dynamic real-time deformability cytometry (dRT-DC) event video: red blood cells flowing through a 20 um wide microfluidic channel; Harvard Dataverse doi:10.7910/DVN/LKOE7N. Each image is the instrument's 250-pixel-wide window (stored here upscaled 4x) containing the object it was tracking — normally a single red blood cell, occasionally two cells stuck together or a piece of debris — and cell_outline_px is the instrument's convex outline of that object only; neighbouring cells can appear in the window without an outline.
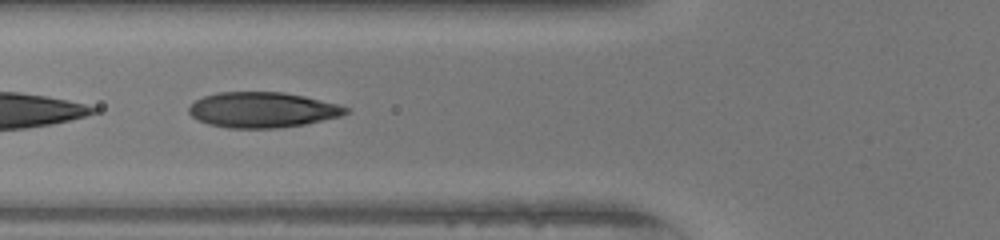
{"species": "human", "species_latin": "Homo sapiens", "temperature_condition": "warm", "stored_images_in_passage": 36, "camera_frame_rate_fps": 3000, "um_per_image_px": 0.085, "donor": {"sex": "female"}, "frame": {"image": 1, "passage_image": 5, "time_ms": 1.333, "image_size_px": [1000, 240], "cell_outline_px": [[348, 112], [340, 116], [304, 124], [276, 128], [228, 128], [208, 124], [196, 120], [188, 112], [188, 108], [196, 100], [204, 96], [220, 92], [284, 92], [304, 96], [336, 104], [348, 108]], "centroid_in_image_um": [22.26, 9.34], "position_along_channel_um": 103.5, "area_um2": 32.19}}
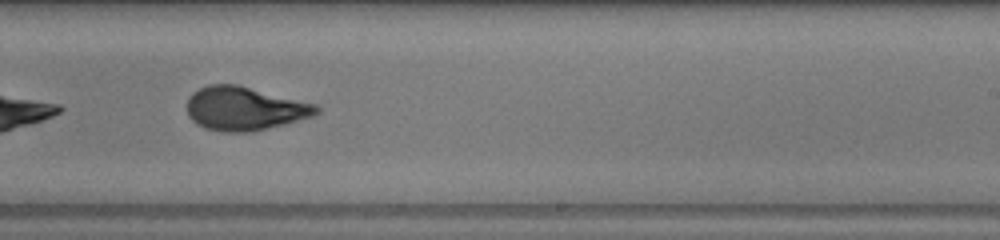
{"frame": {"image": 2, "passage_image": 17, "time_ms": 5.333, "image_size_px": [1000, 240], "cell_outline_px": [[320, 112], [312, 116], [284, 124], [252, 132], [220, 132], [204, 128], [196, 124], [188, 116], [188, 96], [192, 92], [208, 84], [236, 84], [320, 104]], "centroid_in_image_um": [20.81, 9.22], "position_along_channel_um": 268.2, "area_um2": 33.29}}
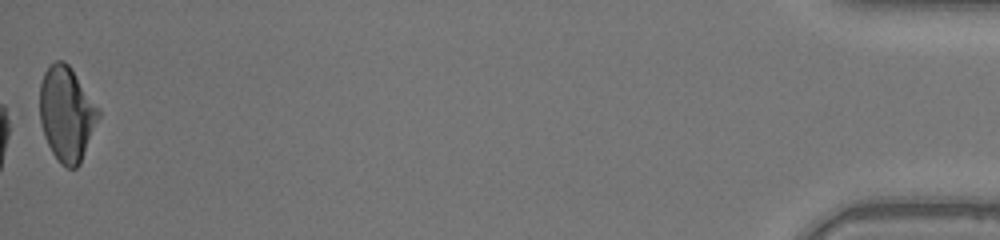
{"frame": {"image": 3, "passage_image": 36, "time_ms": 11.667, "image_size_px": [1000, 240], "cell_outline_px": [[100, 116], [80, 164], [76, 168], [68, 168], [60, 164], [56, 160], [44, 136], [40, 120], [40, 84], [44, 72], [56, 60], [64, 60], [72, 68], [100, 108]], "centroid_in_image_um": [5.68, 9.68], "position_along_channel_um": 429.5, "area_um2": 32.6}, "authors_computed_cell_mechanics": {"area_um2": 32.7437, "velocity_mm_per_s": 4.1223, "shape_relaxation_time_tau1_ms": 6.9894, "shape_relaxation_time_tau2_ms": 1.0311, "deformation_change_tau1": 0.245, "deformation_change_tau2": 0.0619}}